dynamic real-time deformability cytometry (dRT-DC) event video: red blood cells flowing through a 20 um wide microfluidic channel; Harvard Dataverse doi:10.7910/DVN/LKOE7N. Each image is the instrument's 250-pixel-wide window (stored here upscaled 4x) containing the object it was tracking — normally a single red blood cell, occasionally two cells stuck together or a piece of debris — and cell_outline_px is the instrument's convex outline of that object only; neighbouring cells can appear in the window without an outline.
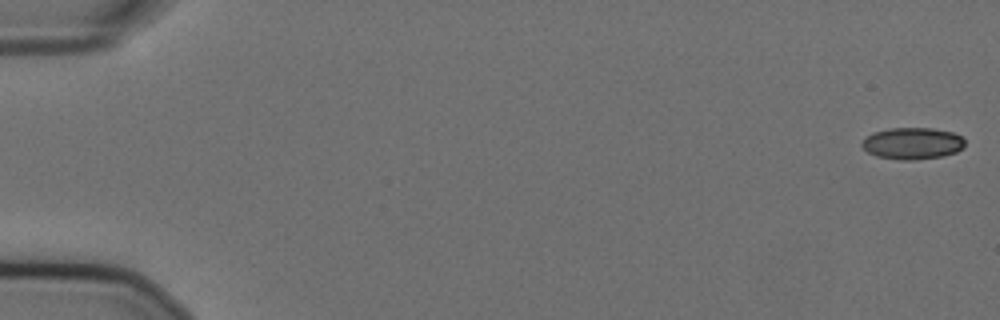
{"species": "Egyptian fruit bat (a non-hibernating species)", "species_latin": "Rousettus aegyptiacus", "temperature_condition": "cold", "stored_images_in_passage": 56, "camera_frame_rate_fps": 3000, "um_per_image_px": 0.085, "animal": {"sex": "female"}, "frame": {"image": 1, "passage_image": 1, "time_ms": 0.0, "image_size_px": [1000, 320], "cell_outline_px": [[964, 148], [956, 152], [944, 156], [916, 160], [900, 160], [876, 156], [868, 152], [860, 144], [872, 132], [888, 128], [932, 128], [952, 132], [960, 136], [964, 140]], "centroid_in_image_um": [77.56, 12.19], "position_along_channel_um": 7.4, "area_um2": 19.13}}
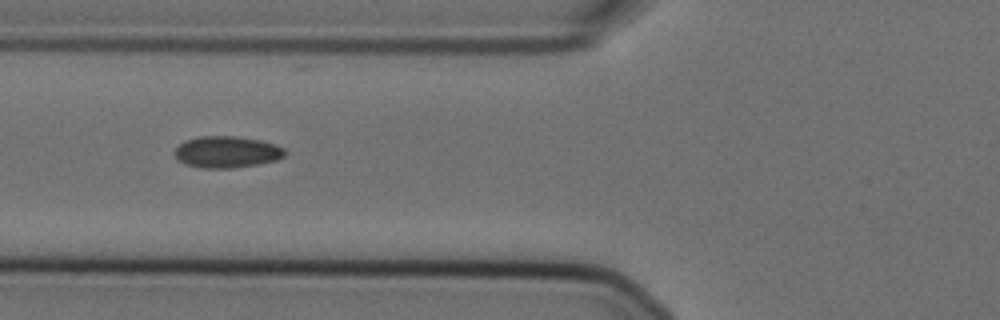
{"frame": {"image": 2, "passage_image": 22, "time_ms": 7.0, "image_size_px": [1000, 320], "cell_outline_px": [[284, 156], [276, 160], [256, 164], [228, 168], [200, 168], [184, 164], [176, 156], [176, 148], [184, 140], [200, 136], [236, 136], [260, 140], [276, 144], [284, 148]], "centroid_in_image_um": [19.27, 12.91], "position_along_channel_um": 106.5, "area_um2": 20.11}}
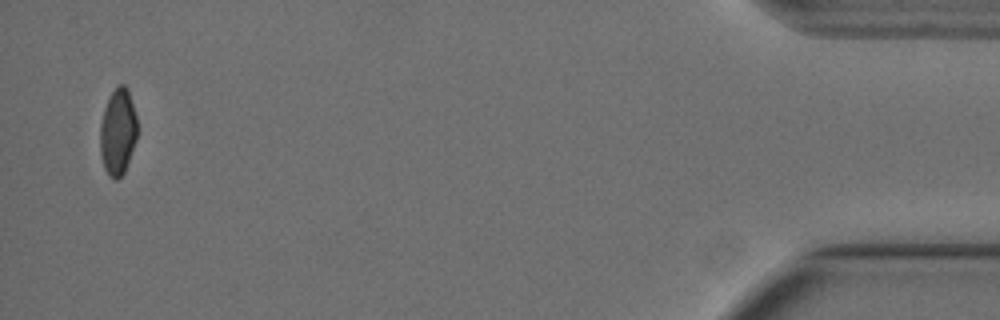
{"frame": {"image": 3, "passage_image": 55, "time_ms": 18.0, "image_size_px": [1000, 320], "cell_outline_px": [[136, 140], [124, 172], [116, 180], [108, 176], [104, 168], [100, 152], [100, 124], [104, 108], [112, 92], [120, 84], [124, 84], [128, 88], [136, 116]], "centroid_in_image_um": [10.0, 11.21], "position_along_channel_um": 425.2, "area_um2": 18.55}, "authors_computed_cell_mechanics": {"area_um2": 19.652, "velocity_mm_per_s": 3.6227, "shape_relaxation_time_tau1_ms": null, "shape_relaxation_time_tau2_ms": 2.9181, "deformation_change_tau1": null, "deformation_change_tau2": 0.0601}}